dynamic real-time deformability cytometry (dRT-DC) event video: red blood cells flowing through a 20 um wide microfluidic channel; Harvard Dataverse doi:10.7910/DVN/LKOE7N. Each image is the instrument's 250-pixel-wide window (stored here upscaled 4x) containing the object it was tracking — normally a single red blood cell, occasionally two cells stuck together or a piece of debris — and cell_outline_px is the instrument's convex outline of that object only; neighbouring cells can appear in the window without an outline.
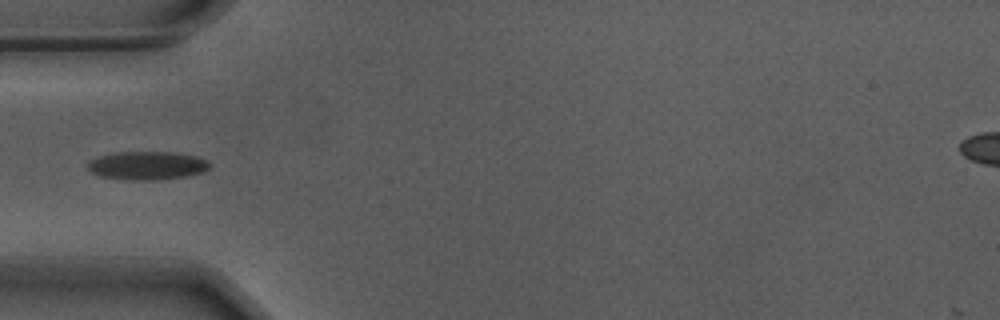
{"species": "Egyptian fruit bat (a non-hibernating species)", "species_latin": "Rousettus aegyptiacus", "temperature_condition": "warm", "stored_images_in_passage": 39, "camera_frame_rate_fps": 3000, "um_per_image_px": 0.085, "animal": {"sex": "male"}, "frame": {"image": 1, "passage_image": 1, "time_ms": 0.0, "image_size_px": [1000, 320], "cell_outline_px": [[212, 164], [204, 172], [188, 176], [152, 180], [136, 180], [100, 176], [92, 172], [88, 168], [88, 160], [100, 156], [124, 152], [172, 152], [196, 156], [208, 160]], "centroid_in_image_um": [12.56, 14.07], "position_along_channel_um": 72.4, "area_um2": 20.0}}
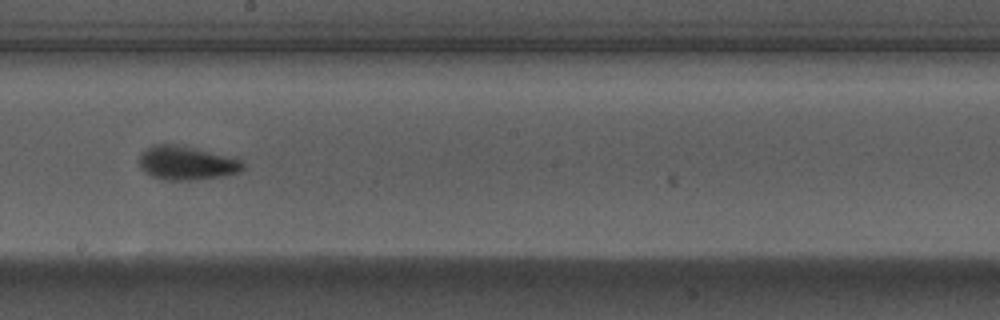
{"frame": {"image": 2, "passage_image": 14, "time_ms": 4.333, "image_size_px": [1000, 320], "cell_outline_px": [[244, 168], [240, 172], [224, 176], [192, 180], [160, 180], [144, 172], [140, 168], [140, 156], [152, 144], [176, 144], [236, 156], [244, 164]], "centroid_in_image_um": [15.91, 13.85], "position_along_channel_um": 232.3, "area_um2": 20.81}}
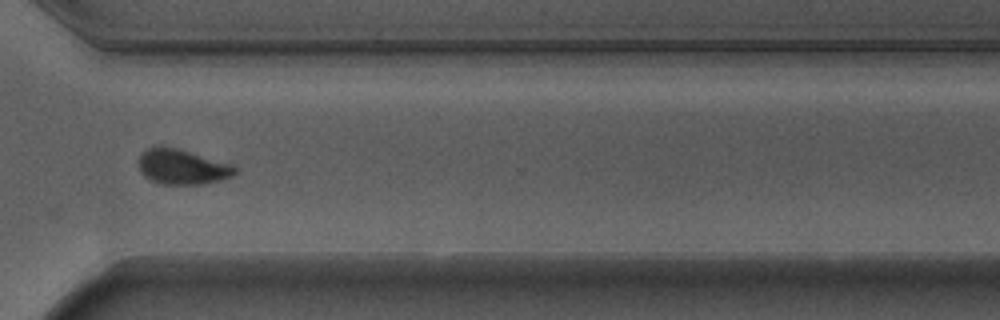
{"frame": {"image": 3, "passage_image": 24, "time_ms": 7.667, "image_size_px": [1000, 320], "cell_outline_px": [[240, 168], [232, 176], [220, 180], [204, 184], [164, 184], [152, 180], [144, 176], [140, 172], [140, 156], [148, 148], [160, 144], [164, 144], [180, 148], [232, 164]], "centroid_in_image_um": [15.52, 14.15], "position_along_channel_um": 355.1, "area_um2": 20.0}}